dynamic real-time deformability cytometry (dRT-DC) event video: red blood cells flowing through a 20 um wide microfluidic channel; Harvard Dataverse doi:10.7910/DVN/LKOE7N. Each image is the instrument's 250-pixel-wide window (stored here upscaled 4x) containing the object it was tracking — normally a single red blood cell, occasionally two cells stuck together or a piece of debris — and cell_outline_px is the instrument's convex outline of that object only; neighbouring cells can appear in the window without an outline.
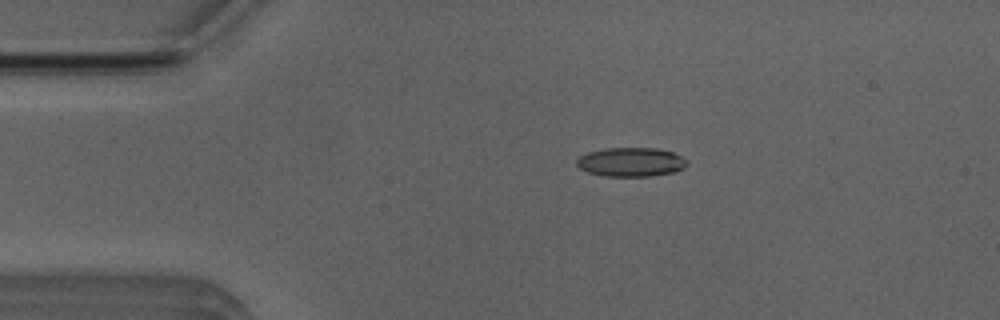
{"species": "Egyptian fruit bat (a non-hibernating species)", "species_latin": "Rousettus aegyptiacus", "temperature_condition": "room temperature", "stored_images_in_passage": 2, "camera_frame_rate_fps": 3000, "um_per_image_px": 0.085, "animal": {"sex": "male"}, "frame": {"image": 1, "passage_image": 2, "time_ms": 1.0, "image_size_px": [1000, 320], "cell_outline_px": [[688, 164], [684, 168], [676, 172], [652, 176], [604, 176], [588, 172], [580, 168], [576, 164], [576, 160], [580, 156], [588, 152], [604, 148], [656, 148], [672, 152], [688, 160]], "centroid_in_image_um": [53.65, 13.78], "position_along_channel_um": 31.4, "area_um2": 18.79}}